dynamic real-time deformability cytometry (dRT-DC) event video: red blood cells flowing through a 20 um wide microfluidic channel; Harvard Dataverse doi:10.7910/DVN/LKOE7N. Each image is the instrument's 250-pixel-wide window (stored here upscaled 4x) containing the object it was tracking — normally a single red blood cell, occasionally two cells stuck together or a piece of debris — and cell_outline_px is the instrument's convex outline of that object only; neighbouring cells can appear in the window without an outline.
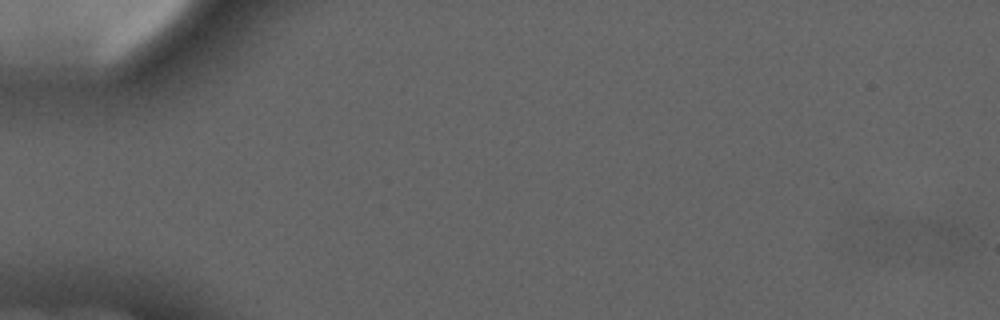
{"species": "common noctule bat (a hibernating species)", "species_latin": "Nyctalus noctula", "temperature_condition": "cold", "stored_images_in_passage": 9, "segment_of_instrument_passage": [1, 2], "camera_frame_rate_fps": 3000, "um_per_image_px": 0.085, "animal": {"sex": "male", "forearm_length_mm": 52.5}, "frame": {"image": 1, "passage_image": 2, "time_ms": 1.333, "image_size_px": [1000, 320], "cell_outline_px": [[980, 240], [952, 264], [940, 264], [916, 220], [948, 220], [964, 224]], "centroid_in_image_um": [80.57, 20.32], "position_along_channel_um": 4.4, "area_um2": 12.48}}